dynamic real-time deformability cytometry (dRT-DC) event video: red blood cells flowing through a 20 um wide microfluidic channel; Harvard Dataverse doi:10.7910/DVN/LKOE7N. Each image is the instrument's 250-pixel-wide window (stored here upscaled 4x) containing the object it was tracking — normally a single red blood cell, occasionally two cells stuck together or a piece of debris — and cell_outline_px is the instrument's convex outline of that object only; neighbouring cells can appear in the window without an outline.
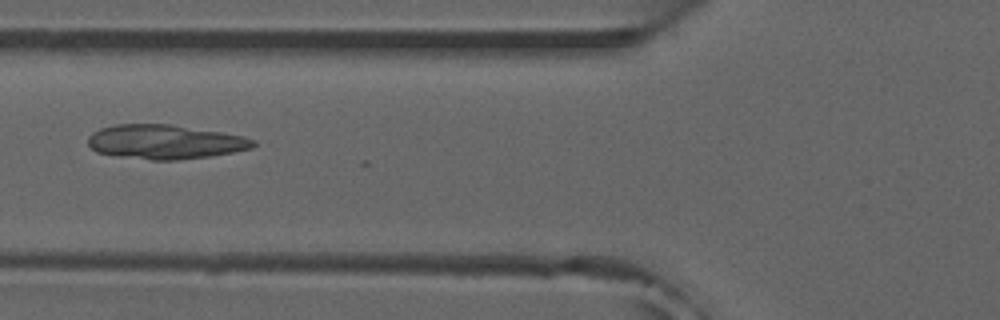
{"species": "common noctule bat (a hibernating species)", "species_latin": "Nyctalus noctula", "temperature_condition": "room temperature", "stored_images_in_passage": 5, "camera_frame_rate_fps": 3000, "um_per_image_px": 0.085, "animal": {"sex": "male", "forearm_length_mm": 52.5}, "frame": {"image": 1, "passage_image": 5, "time_ms": 1.333, "image_size_px": [1000, 320], "cell_outline_px": [[256, 144], [252, 148], [212, 156], [176, 160], [152, 160], [120, 156], [96, 152], [88, 144], [88, 136], [92, 132], [100, 128], [116, 124], [168, 124], [220, 132], [244, 136], [256, 140]], "centroid_in_image_um": [14.02, 12.06], "position_along_channel_um": 111.8, "area_um2": 32.95}}